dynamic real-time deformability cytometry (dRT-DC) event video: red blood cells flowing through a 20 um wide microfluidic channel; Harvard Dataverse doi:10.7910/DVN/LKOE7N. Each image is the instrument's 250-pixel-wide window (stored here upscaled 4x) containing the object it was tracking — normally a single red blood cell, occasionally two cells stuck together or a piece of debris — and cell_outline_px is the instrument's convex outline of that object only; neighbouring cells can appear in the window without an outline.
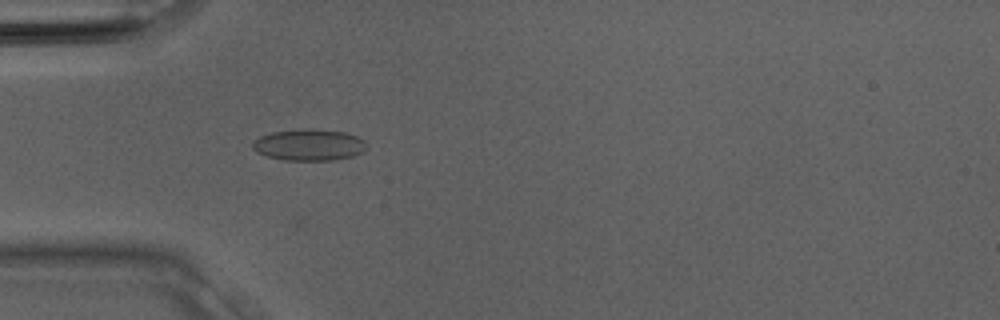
{"species": "Egyptian fruit bat (a non-hibernating species)", "species_latin": "Rousettus aegyptiacus", "temperature_condition": "room temperature", "stored_images_in_passage": 29, "camera_frame_rate_fps": 3000, "um_per_image_px": 0.085, "animal": {"sex": "male"}, "frame": {"image": 1, "passage_image": 6, "time_ms": 1.667, "image_size_px": [1000, 320], "cell_outline_px": [[368, 144], [364, 152], [352, 156], [332, 160], [284, 160], [264, 156], [256, 152], [252, 148], [252, 140], [260, 136], [272, 132], [344, 132], [356, 136], [364, 140]], "centroid_in_image_um": [26.25, 12.38], "position_along_channel_um": 58.8, "area_um2": 20.06}}
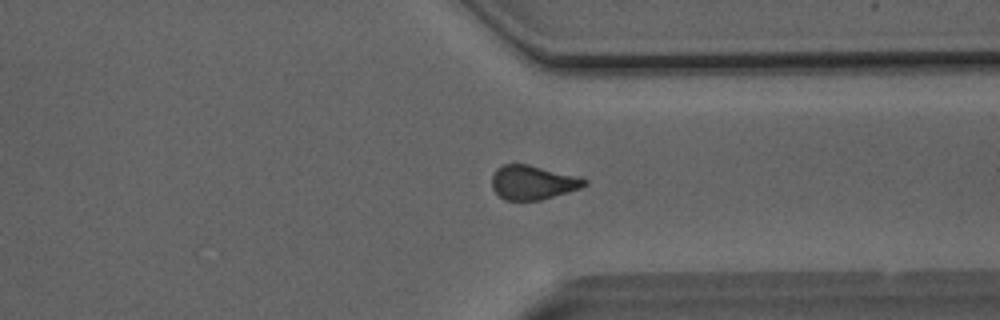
{"frame": {"image": 2, "passage_image": 21, "time_ms": 6.667, "image_size_px": [1000, 320], "cell_outline_px": [[588, 184], [580, 188], [568, 192], [540, 200], [504, 200], [492, 188], [492, 176], [496, 168], [504, 164], [528, 164], [580, 176], [588, 180]], "centroid_in_image_um": [45.31, 15.5], "position_along_channel_um": 366.1, "area_um2": 18.55}}
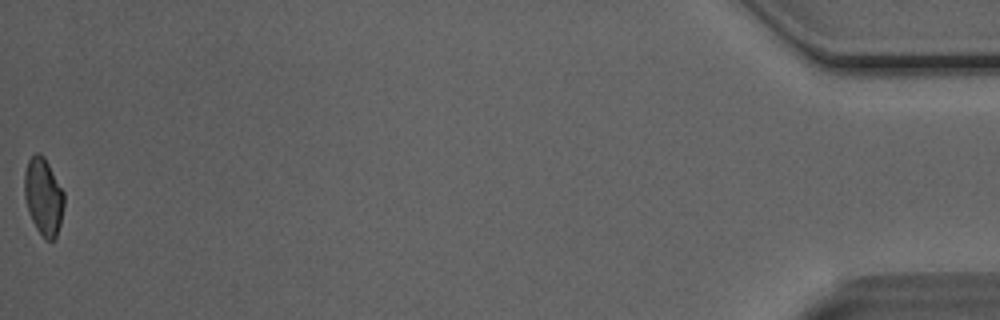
{"frame": {"image": 3, "passage_image": 29, "time_ms": 9.333, "image_size_px": [1000, 320], "cell_outline_px": [[64, 204], [60, 224], [56, 236], [52, 240], [44, 240], [36, 228], [28, 212], [24, 196], [24, 172], [28, 160], [36, 152], [40, 152], [44, 156], [64, 192]], "centroid_in_image_um": [3.68, 16.7], "position_along_channel_um": 431.5, "area_um2": 17.92}}